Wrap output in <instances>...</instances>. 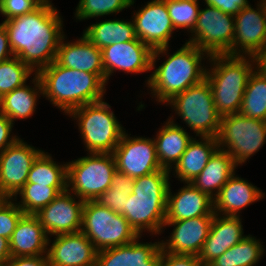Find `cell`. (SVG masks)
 Returning a JSON list of instances; mask_svg holds the SVG:
<instances>
[{
  "label": "cell",
  "instance_id": "cell-6",
  "mask_svg": "<svg viewBox=\"0 0 266 266\" xmlns=\"http://www.w3.org/2000/svg\"><path fill=\"white\" fill-rule=\"evenodd\" d=\"M103 100L83 105L68 114L77 120L89 153H113L125 131L111 106Z\"/></svg>",
  "mask_w": 266,
  "mask_h": 266
},
{
  "label": "cell",
  "instance_id": "cell-31",
  "mask_svg": "<svg viewBox=\"0 0 266 266\" xmlns=\"http://www.w3.org/2000/svg\"><path fill=\"white\" fill-rule=\"evenodd\" d=\"M260 242L249 234L207 266H255L264 253Z\"/></svg>",
  "mask_w": 266,
  "mask_h": 266
},
{
  "label": "cell",
  "instance_id": "cell-2",
  "mask_svg": "<svg viewBox=\"0 0 266 266\" xmlns=\"http://www.w3.org/2000/svg\"><path fill=\"white\" fill-rule=\"evenodd\" d=\"M168 51V46L153 50L151 68L153 72L146 80L152 96L162 104L174 95L184 92L188 87L201 83L206 78L207 69L201 62L210 57L202 49L188 42L170 56ZM160 54L163 57L166 54L168 58L155 68L157 60L162 57Z\"/></svg>",
  "mask_w": 266,
  "mask_h": 266
},
{
  "label": "cell",
  "instance_id": "cell-43",
  "mask_svg": "<svg viewBox=\"0 0 266 266\" xmlns=\"http://www.w3.org/2000/svg\"><path fill=\"white\" fill-rule=\"evenodd\" d=\"M13 125L9 118L0 113V153L19 139L18 136L11 134Z\"/></svg>",
  "mask_w": 266,
  "mask_h": 266
},
{
  "label": "cell",
  "instance_id": "cell-25",
  "mask_svg": "<svg viewBox=\"0 0 266 266\" xmlns=\"http://www.w3.org/2000/svg\"><path fill=\"white\" fill-rule=\"evenodd\" d=\"M35 214H23L11 236V257L47 255L51 243Z\"/></svg>",
  "mask_w": 266,
  "mask_h": 266
},
{
  "label": "cell",
  "instance_id": "cell-39",
  "mask_svg": "<svg viewBox=\"0 0 266 266\" xmlns=\"http://www.w3.org/2000/svg\"><path fill=\"white\" fill-rule=\"evenodd\" d=\"M24 212L13 198L0 200V236L11 239L16 225Z\"/></svg>",
  "mask_w": 266,
  "mask_h": 266
},
{
  "label": "cell",
  "instance_id": "cell-35",
  "mask_svg": "<svg viewBox=\"0 0 266 266\" xmlns=\"http://www.w3.org/2000/svg\"><path fill=\"white\" fill-rule=\"evenodd\" d=\"M135 178L120 171L115 172L110 187L100 194L94 201L99 205L124 215L125 203L132 193Z\"/></svg>",
  "mask_w": 266,
  "mask_h": 266
},
{
  "label": "cell",
  "instance_id": "cell-3",
  "mask_svg": "<svg viewBox=\"0 0 266 266\" xmlns=\"http://www.w3.org/2000/svg\"><path fill=\"white\" fill-rule=\"evenodd\" d=\"M36 74L42 84L43 98L67 115L73 109L102 100L106 93L105 74L65 68L56 61Z\"/></svg>",
  "mask_w": 266,
  "mask_h": 266
},
{
  "label": "cell",
  "instance_id": "cell-36",
  "mask_svg": "<svg viewBox=\"0 0 266 266\" xmlns=\"http://www.w3.org/2000/svg\"><path fill=\"white\" fill-rule=\"evenodd\" d=\"M35 72L29 65L14 56L0 63V98L15 88L26 84L29 76Z\"/></svg>",
  "mask_w": 266,
  "mask_h": 266
},
{
  "label": "cell",
  "instance_id": "cell-5",
  "mask_svg": "<svg viewBox=\"0 0 266 266\" xmlns=\"http://www.w3.org/2000/svg\"><path fill=\"white\" fill-rule=\"evenodd\" d=\"M206 69L217 113L223 117L240 112L250 75L255 70L252 56L212 55ZM213 65V66H212Z\"/></svg>",
  "mask_w": 266,
  "mask_h": 266
},
{
  "label": "cell",
  "instance_id": "cell-16",
  "mask_svg": "<svg viewBox=\"0 0 266 266\" xmlns=\"http://www.w3.org/2000/svg\"><path fill=\"white\" fill-rule=\"evenodd\" d=\"M132 19L137 38L152 50L169 47L174 32L166 0H152L134 12Z\"/></svg>",
  "mask_w": 266,
  "mask_h": 266
},
{
  "label": "cell",
  "instance_id": "cell-1",
  "mask_svg": "<svg viewBox=\"0 0 266 266\" xmlns=\"http://www.w3.org/2000/svg\"><path fill=\"white\" fill-rule=\"evenodd\" d=\"M59 13L48 1L33 12L1 23L7 31L14 56L35 73L56 60L59 43L65 35Z\"/></svg>",
  "mask_w": 266,
  "mask_h": 266
},
{
  "label": "cell",
  "instance_id": "cell-38",
  "mask_svg": "<svg viewBox=\"0 0 266 266\" xmlns=\"http://www.w3.org/2000/svg\"><path fill=\"white\" fill-rule=\"evenodd\" d=\"M198 0H166V7L174 29L186 28L190 33L196 26L199 13Z\"/></svg>",
  "mask_w": 266,
  "mask_h": 266
},
{
  "label": "cell",
  "instance_id": "cell-40",
  "mask_svg": "<svg viewBox=\"0 0 266 266\" xmlns=\"http://www.w3.org/2000/svg\"><path fill=\"white\" fill-rule=\"evenodd\" d=\"M41 4L39 0H0V13L6 21L33 12Z\"/></svg>",
  "mask_w": 266,
  "mask_h": 266
},
{
  "label": "cell",
  "instance_id": "cell-24",
  "mask_svg": "<svg viewBox=\"0 0 266 266\" xmlns=\"http://www.w3.org/2000/svg\"><path fill=\"white\" fill-rule=\"evenodd\" d=\"M264 197L262 190L234 173L213 199L214 212L239 217L241 210Z\"/></svg>",
  "mask_w": 266,
  "mask_h": 266
},
{
  "label": "cell",
  "instance_id": "cell-29",
  "mask_svg": "<svg viewBox=\"0 0 266 266\" xmlns=\"http://www.w3.org/2000/svg\"><path fill=\"white\" fill-rule=\"evenodd\" d=\"M34 74L31 81L34 84L33 88L25 84L0 98V113L9 118L13 124L16 119L23 120L33 116L37 109V98L43 95L40 78Z\"/></svg>",
  "mask_w": 266,
  "mask_h": 266
},
{
  "label": "cell",
  "instance_id": "cell-21",
  "mask_svg": "<svg viewBox=\"0 0 266 266\" xmlns=\"http://www.w3.org/2000/svg\"><path fill=\"white\" fill-rule=\"evenodd\" d=\"M241 220L240 216L215 213L208 237L197 256L202 266H207L245 237Z\"/></svg>",
  "mask_w": 266,
  "mask_h": 266
},
{
  "label": "cell",
  "instance_id": "cell-48",
  "mask_svg": "<svg viewBox=\"0 0 266 266\" xmlns=\"http://www.w3.org/2000/svg\"><path fill=\"white\" fill-rule=\"evenodd\" d=\"M259 3L262 5L266 17V0H260Z\"/></svg>",
  "mask_w": 266,
  "mask_h": 266
},
{
  "label": "cell",
  "instance_id": "cell-13",
  "mask_svg": "<svg viewBox=\"0 0 266 266\" xmlns=\"http://www.w3.org/2000/svg\"><path fill=\"white\" fill-rule=\"evenodd\" d=\"M43 152L19 138L0 153V196L13 198L26 184L33 162Z\"/></svg>",
  "mask_w": 266,
  "mask_h": 266
},
{
  "label": "cell",
  "instance_id": "cell-44",
  "mask_svg": "<svg viewBox=\"0 0 266 266\" xmlns=\"http://www.w3.org/2000/svg\"><path fill=\"white\" fill-rule=\"evenodd\" d=\"M6 266H49L48 256H18L11 257Z\"/></svg>",
  "mask_w": 266,
  "mask_h": 266
},
{
  "label": "cell",
  "instance_id": "cell-49",
  "mask_svg": "<svg viewBox=\"0 0 266 266\" xmlns=\"http://www.w3.org/2000/svg\"><path fill=\"white\" fill-rule=\"evenodd\" d=\"M41 3H46V2H48V1H50V0H39Z\"/></svg>",
  "mask_w": 266,
  "mask_h": 266
},
{
  "label": "cell",
  "instance_id": "cell-20",
  "mask_svg": "<svg viewBox=\"0 0 266 266\" xmlns=\"http://www.w3.org/2000/svg\"><path fill=\"white\" fill-rule=\"evenodd\" d=\"M138 236L133 242L97 252L96 266H160V242L141 243Z\"/></svg>",
  "mask_w": 266,
  "mask_h": 266
},
{
  "label": "cell",
  "instance_id": "cell-7",
  "mask_svg": "<svg viewBox=\"0 0 266 266\" xmlns=\"http://www.w3.org/2000/svg\"><path fill=\"white\" fill-rule=\"evenodd\" d=\"M172 106L190 130L199 137H217L221 116L217 113L209 82L188 87L184 92L174 95L166 105Z\"/></svg>",
  "mask_w": 266,
  "mask_h": 266
},
{
  "label": "cell",
  "instance_id": "cell-11",
  "mask_svg": "<svg viewBox=\"0 0 266 266\" xmlns=\"http://www.w3.org/2000/svg\"><path fill=\"white\" fill-rule=\"evenodd\" d=\"M234 15L213 6L199 9L196 26L188 43L202 49L209 56L227 54L234 39Z\"/></svg>",
  "mask_w": 266,
  "mask_h": 266
},
{
  "label": "cell",
  "instance_id": "cell-30",
  "mask_svg": "<svg viewBox=\"0 0 266 266\" xmlns=\"http://www.w3.org/2000/svg\"><path fill=\"white\" fill-rule=\"evenodd\" d=\"M83 35L98 48L137 39L133 20H106L91 24Z\"/></svg>",
  "mask_w": 266,
  "mask_h": 266
},
{
  "label": "cell",
  "instance_id": "cell-41",
  "mask_svg": "<svg viewBox=\"0 0 266 266\" xmlns=\"http://www.w3.org/2000/svg\"><path fill=\"white\" fill-rule=\"evenodd\" d=\"M160 266H202L196 255L171 254L162 250Z\"/></svg>",
  "mask_w": 266,
  "mask_h": 266
},
{
  "label": "cell",
  "instance_id": "cell-22",
  "mask_svg": "<svg viewBox=\"0 0 266 266\" xmlns=\"http://www.w3.org/2000/svg\"><path fill=\"white\" fill-rule=\"evenodd\" d=\"M186 184L174 195L169 186L165 221H180L215 215L214 200L191 183Z\"/></svg>",
  "mask_w": 266,
  "mask_h": 266
},
{
  "label": "cell",
  "instance_id": "cell-8",
  "mask_svg": "<svg viewBox=\"0 0 266 266\" xmlns=\"http://www.w3.org/2000/svg\"><path fill=\"white\" fill-rule=\"evenodd\" d=\"M87 154L67 162V190L84 201L105 192L117 170L113 153Z\"/></svg>",
  "mask_w": 266,
  "mask_h": 266
},
{
  "label": "cell",
  "instance_id": "cell-14",
  "mask_svg": "<svg viewBox=\"0 0 266 266\" xmlns=\"http://www.w3.org/2000/svg\"><path fill=\"white\" fill-rule=\"evenodd\" d=\"M75 197V198H74ZM68 190L61 192L35 215L47 236L71 234L81 231L84 200ZM75 199H78L76 201Z\"/></svg>",
  "mask_w": 266,
  "mask_h": 266
},
{
  "label": "cell",
  "instance_id": "cell-46",
  "mask_svg": "<svg viewBox=\"0 0 266 266\" xmlns=\"http://www.w3.org/2000/svg\"><path fill=\"white\" fill-rule=\"evenodd\" d=\"M255 70L266 78V47L254 56Z\"/></svg>",
  "mask_w": 266,
  "mask_h": 266
},
{
  "label": "cell",
  "instance_id": "cell-47",
  "mask_svg": "<svg viewBox=\"0 0 266 266\" xmlns=\"http://www.w3.org/2000/svg\"><path fill=\"white\" fill-rule=\"evenodd\" d=\"M11 258L9 239L0 236V262L7 263Z\"/></svg>",
  "mask_w": 266,
  "mask_h": 266
},
{
  "label": "cell",
  "instance_id": "cell-50",
  "mask_svg": "<svg viewBox=\"0 0 266 266\" xmlns=\"http://www.w3.org/2000/svg\"><path fill=\"white\" fill-rule=\"evenodd\" d=\"M0 266H6V263L0 262Z\"/></svg>",
  "mask_w": 266,
  "mask_h": 266
},
{
  "label": "cell",
  "instance_id": "cell-10",
  "mask_svg": "<svg viewBox=\"0 0 266 266\" xmlns=\"http://www.w3.org/2000/svg\"><path fill=\"white\" fill-rule=\"evenodd\" d=\"M217 140L218 148L241 165L266 143V121L240 113L223 116Z\"/></svg>",
  "mask_w": 266,
  "mask_h": 266
},
{
  "label": "cell",
  "instance_id": "cell-32",
  "mask_svg": "<svg viewBox=\"0 0 266 266\" xmlns=\"http://www.w3.org/2000/svg\"><path fill=\"white\" fill-rule=\"evenodd\" d=\"M26 183L67 187V163L58 165L48 152L43 151L33 162Z\"/></svg>",
  "mask_w": 266,
  "mask_h": 266
},
{
  "label": "cell",
  "instance_id": "cell-15",
  "mask_svg": "<svg viewBox=\"0 0 266 266\" xmlns=\"http://www.w3.org/2000/svg\"><path fill=\"white\" fill-rule=\"evenodd\" d=\"M234 23L233 44L226 55L254 57L266 47V17L260 3L256 9L251 5L241 9Z\"/></svg>",
  "mask_w": 266,
  "mask_h": 266
},
{
  "label": "cell",
  "instance_id": "cell-4",
  "mask_svg": "<svg viewBox=\"0 0 266 266\" xmlns=\"http://www.w3.org/2000/svg\"><path fill=\"white\" fill-rule=\"evenodd\" d=\"M169 179L170 171L166 169L135 178L123 216L139 236L146 230L153 236L161 234L166 217L168 189L171 185Z\"/></svg>",
  "mask_w": 266,
  "mask_h": 266
},
{
  "label": "cell",
  "instance_id": "cell-42",
  "mask_svg": "<svg viewBox=\"0 0 266 266\" xmlns=\"http://www.w3.org/2000/svg\"><path fill=\"white\" fill-rule=\"evenodd\" d=\"M206 5L216 7L222 12L237 15L249 5L248 0H204Z\"/></svg>",
  "mask_w": 266,
  "mask_h": 266
},
{
  "label": "cell",
  "instance_id": "cell-12",
  "mask_svg": "<svg viewBox=\"0 0 266 266\" xmlns=\"http://www.w3.org/2000/svg\"><path fill=\"white\" fill-rule=\"evenodd\" d=\"M113 155L117 171L133 178L163 169L157 157L154 138L130 137L124 131Z\"/></svg>",
  "mask_w": 266,
  "mask_h": 266
},
{
  "label": "cell",
  "instance_id": "cell-28",
  "mask_svg": "<svg viewBox=\"0 0 266 266\" xmlns=\"http://www.w3.org/2000/svg\"><path fill=\"white\" fill-rule=\"evenodd\" d=\"M199 139H192L179 161L173 167L175 176L181 182L190 183L194 180L218 149L217 137H200Z\"/></svg>",
  "mask_w": 266,
  "mask_h": 266
},
{
  "label": "cell",
  "instance_id": "cell-26",
  "mask_svg": "<svg viewBox=\"0 0 266 266\" xmlns=\"http://www.w3.org/2000/svg\"><path fill=\"white\" fill-rule=\"evenodd\" d=\"M173 117H169L154 137L159 163L170 172L193 139L183 127L174 123Z\"/></svg>",
  "mask_w": 266,
  "mask_h": 266
},
{
  "label": "cell",
  "instance_id": "cell-45",
  "mask_svg": "<svg viewBox=\"0 0 266 266\" xmlns=\"http://www.w3.org/2000/svg\"><path fill=\"white\" fill-rule=\"evenodd\" d=\"M14 57L11 50L8 34L5 27L0 23V63Z\"/></svg>",
  "mask_w": 266,
  "mask_h": 266
},
{
  "label": "cell",
  "instance_id": "cell-37",
  "mask_svg": "<svg viewBox=\"0 0 266 266\" xmlns=\"http://www.w3.org/2000/svg\"><path fill=\"white\" fill-rule=\"evenodd\" d=\"M135 0H80L75 10L77 20H86L121 12L133 6Z\"/></svg>",
  "mask_w": 266,
  "mask_h": 266
},
{
  "label": "cell",
  "instance_id": "cell-18",
  "mask_svg": "<svg viewBox=\"0 0 266 266\" xmlns=\"http://www.w3.org/2000/svg\"><path fill=\"white\" fill-rule=\"evenodd\" d=\"M214 216H200L180 221H165L164 226H174L170 238L160 241L161 250L171 254L196 255L208 237Z\"/></svg>",
  "mask_w": 266,
  "mask_h": 266
},
{
  "label": "cell",
  "instance_id": "cell-33",
  "mask_svg": "<svg viewBox=\"0 0 266 266\" xmlns=\"http://www.w3.org/2000/svg\"><path fill=\"white\" fill-rule=\"evenodd\" d=\"M239 113L266 121V78L256 70L249 77Z\"/></svg>",
  "mask_w": 266,
  "mask_h": 266
},
{
  "label": "cell",
  "instance_id": "cell-19",
  "mask_svg": "<svg viewBox=\"0 0 266 266\" xmlns=\"http://www.w3.org/2000/svg\"><path fill=\"white\" fill-rule=\"evenodd\" d=\"M54 239L47 247L49 266H96L98 251L81 231Z\"/></svg>",
  "mask_w": 266,
  "mask_h": 266
},
{
  "label": "cell",
  "instance_id": "cell-9",
  "mask_svg": "<svg viewBox=\"0 0 266 266\" xmlns=\"http://www.w3.org/2000/svg\"><path fill=\"white\" fill-rule=\"evenodd\" d=\"M81 232L97 251L131 243L139 236L122 214L94 200L84 202Z\"/></svg>",
  "mask_w": 266,
  "mask_h": 266
},
{
  "label": "cell",
  "instance_id": "cell-23",
  "mask_svg": "<svg viewBox=\"0 0 266 266\" xmlns=\"http://www.w3.org/2000/svg\"><path fill=\"white\" fill-rule=\"evenodd\" d=\"M64 35L59 43L56 62L65 67L93 74H105L101 49L84 35L77 41L65 43Z\"/></svg>",
  "mask_w": 266,
  "mask_h": 266
},
{
  "label": "cell",
  "instance_id": "cell-34",
  "mask_svg": "<svg viewBox=\"0 0 266 266\" xmlns=\"http://www.w3.org/2000/svg\"><path fill=\"white\" fill-rule=\"evenodd\" d=\"M67 190V187H49L46 185H37L35 183H26L18 193L13 197L17 201V195L21 201L16 204L24 214H36L40 209L48 205L61 192Z\"/></svg>",
  "mask_w": 266,
  "mask_h": 266
},
{
  "label": "cell",
  "instance_id": "cell-27",
  "mask_svg": "<svg viewBox=\"0 0 266 266\" xmlns=\"http://www.w3.org/2000/svg\"><path fill=\"white\" fill-rule=\"evenodd\" d=\"M237 166L234 159L226 151L218 148L202 172L190 183L214 199L235 173Z\"/></svg>",
  "mask_w": 266,
  "mask_h": 266
},
{
  "label": "cell",
  "instance_id": "cell-17",
  "mask_svg": "<svg viewBox=\"0 0 266 266\" xmlns=\"http://www.w3.org/2000/svg\"><path fill=\"white\" fill-rule=\"evenodd\" d=\"M101 52L106 82L116 70L135 74L152 70L153 50L138 38L114 43Z\"/></svg>",
  "mask_w": 266,
  "mask_h": 266
}]
</instances>
